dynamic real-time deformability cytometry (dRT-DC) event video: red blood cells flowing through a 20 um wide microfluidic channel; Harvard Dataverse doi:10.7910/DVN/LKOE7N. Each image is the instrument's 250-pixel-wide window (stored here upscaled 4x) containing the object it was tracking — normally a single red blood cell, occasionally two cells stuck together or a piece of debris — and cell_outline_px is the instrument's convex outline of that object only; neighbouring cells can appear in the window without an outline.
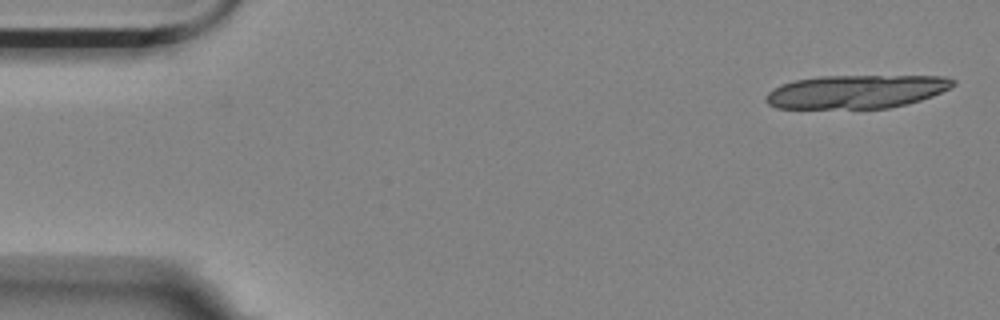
{"species": "Egyptian fruit bat (a non-hibernating species)", "species_latin": "Rousettus aegyptiacus", "temperature_condition": "room temperature", "stored_images_in_passage": 15, "camera_frame_rate_fps": 3000, "um_per_image_px": 0.085, "animal": {"sex": "female"}, "frame": {"image": 1, "passage_image": 1, "time_ms": 0.0, "image_size_px": [1000, 320], "cell_outline_px": [[956, 84], [932, 96], [908, 104], [888, 108], [776, 108], [768, 104], [764, 100], [764, 96], [772, 88], [796, 80], [820, 76], [948, 76], [956, 80]], "centroid_in_image_um": [72.78, 7.79], "position_along_channel_um": 12.2, "area_um2": 36.53}}